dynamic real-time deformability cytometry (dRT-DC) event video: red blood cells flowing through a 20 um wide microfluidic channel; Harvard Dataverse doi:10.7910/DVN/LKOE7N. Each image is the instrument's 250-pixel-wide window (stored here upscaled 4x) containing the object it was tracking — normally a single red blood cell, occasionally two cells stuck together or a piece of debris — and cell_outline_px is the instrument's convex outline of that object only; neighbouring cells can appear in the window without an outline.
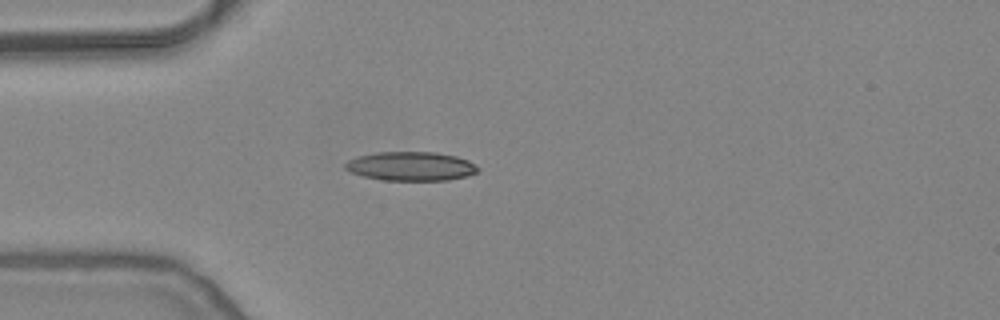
{"species": "common noctule bat (a hibernating species)", "species_latin": "Nyctalus noctula", "temperature_condition": "warm", "stored_images_in_passage": 39, "camera_frame_rate_fps": 3000, "um_per_image_px": 0.085, "animal": {"sex": "female", "body_mass_g": 24.6, "forearm_length_mm": 56.2}, "frame": {"image": 1, "passage_image": 8, "time_ms": 2.333, "image_size_px": [1000, 320], "cell_outline_px": [[480, 168], [476, 172], [468, 176], [448, 180], [384, 180], [364, 176], [352, 172], [344, 168], [344, 164], [348, 160], [356, 156], [376, 152], [436, 152], [456, 156], [468, 160]], "centroid_in_image_um": [34.93, 14.12], "position_along_channel_um": 50.1, "area_um2": 22.43}}
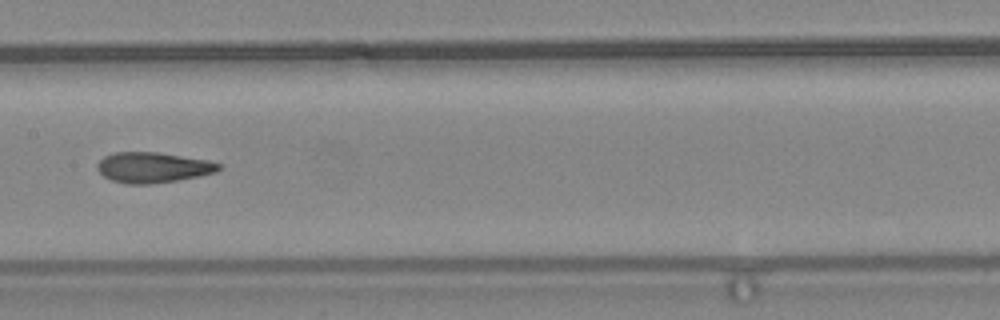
{"frame": {"image": 2, "passage_image": 20, "time_ms": 6.333, "image_size_px": [1000, 320], "cell_outline_px": [[220, 168], [216, 172], [200, 176], [152, 184], [124, 184], [112, 180], [104, 176], [96, 168], [96, 164], [104, 156], [112, 152], [160, 152], [208, 160], [220, 164]], "centroid_in_image_um": [12.97, 14.23], "position_along_channel_um": 194.4, "area_um2": 21.68}}
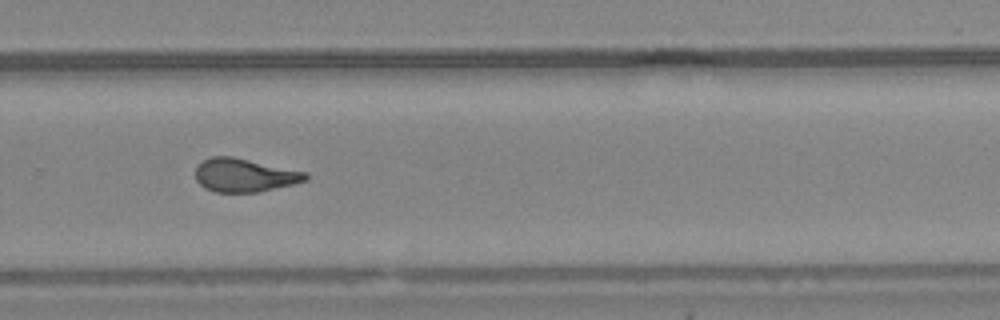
{"frame": {"image": 3, "passage_image": 29, "time_ms": 9.333, "image_size_px": [1000, 320], "cell_outline_px": [[308, 180], [292, 184], [256, 192], [216, 192], [204, 188], [196, 180], [196, 164], [212, 156], [232, 156], [308, 172]], "centroid_in_image_um": [20.77, 14.88], "position_along_channel_um": 309.0, "area_um2": 21.44}}